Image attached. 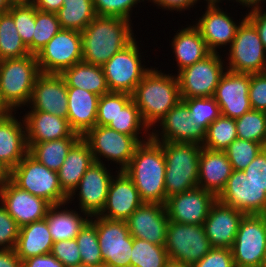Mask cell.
I'll return each instance as SVG.
<instances>
[{
	"instance_id": "1",
	"label": "cell",
	"mask_w": 266,
	"mask_h": 267,
	"mask_svg": "<svg viewBox=\"0 0 266 267\" xmlns=\"http://www.w3.org/2000/svg\"><path fill=\"white\" fill-rule=\"evenodd\" d=\"M81 35L82 61L97 66H103L135 38L131 21L100 15H96Z\"/></svg>"
},
{
	"instance_id": "2",
	"label": "cell",
	"mask_w": 266,
	"mask_h": 267,
	"mask_svg": "<svg viewBox=\"0 0 266 267\" xmlns=\"http://www.w3.org/2000/svg\"><path fill=\"white\" fill-rule=\"evenodd\" d=\"M124 172L131 178L144 202L165 204L166 162L160 142L150 138L140 143Z\"/></svg>"
},
{
	"instance_id": "3",
	"label": "cell",
	"mask_w": 266,
	"mask_h": 267,
	"mask_svg": "<svg viewBox=\"0 0 266 267\" xmlns=\"http://www.w3.org/2000/svg\"><path fill=\"white\" fill-rule=\"evenodd\" d=\"M132 99L139 108L143 122L155 131L152 129L155 123L182 100L178 79L175 75H167L151 67L136 86Z\"/></svg>"
},
{
	"instance_id": "4",
	"label": "cell",
	"mask_w": 266,
	"mask_h": 267,
	"mask_svg": "<svg viewBox=\"0 0 266 267\" xmlns=\"http://www.w3.org/2000/svg\"><path fill=\"white\" fill-rule=\"evenodd\" d=\"M40 74L36 55L33 54L0 62V99L10 112L30 102Z\"/></svg>"
},
{
	"instance_id": "5",
	"label": "cell",
	"mask_w": 266,
	"mask_h": 267,
	"mask_svg": "<svg viewBox=\"0 0 266 267\" xmlns=\"http://www.w3.org/2000/svg\"><path fill=\"white\" fill-rule=\"evenodd\" d=\"M166 162V199L198 186L202 146L197 143L160 142Z\"/></svg>"
},
{
	"instance_id": "6",
	"label": "cell",
	"mask_w": 266,
	"mask_h": 267,
	"mask_svg": "<svg viewBox=\"0 0 266 267\" xmlns=\"http://www.w3.org/2000/svg\"><path fill=\"white\" fill-rule=\"evenodd\" d=\"M10 180L52 206L69 203L68 195L60 186L58 172L48 169L29 153L10 171Z\"/></svg>"
},
{
	"instance_id": "7",
	"label": "cell",
	"mask_w": 266,
	"mask_h": 267,
	"mask_svg": "<svg viewBox=\"0 0 266 267\" xmlns=\"http://www.w3.org/2000/svg\"><path fill=\"white\" fill-rule=\"evenodd\" d=\"M228 71L255 74L266 72V51L254 25L246 18L230 45Z\"/></svg>"
},
{
	"instance_id": "8",
	"label": "cell",
	"mask_w": 266,
	"mask_h": 267,
	"mask_svg": "<svg viewBox=\"0 0 266 267\" xmlns=\"http://www.w3.org/2000/svg\"><path fill=\"white\" fill-rule=\"evenodd\" d=\"M165 249L172 262L193 265L213 247L203 225L169 221Z\"/></svg>"
},
{
	"instance_id": "9",
	"label": "cell",
	"mask_w": 266,
	"mask_h": 267,
	"mask_svg": "<svg viewBox=\"0 0 266 267\" xmlns=\"http://www.w3.org/2000/svg\"><path fill=\"white\" fill-rule=\"evenodd\" d=\"M266 248V214L244 215L231 247L235 267H261Z\"/></svg>"
},
{
	"instance_id": "10",
	"label": "cell",
	"mask_w": 266,
	"mask_h": 267,
	"mask_svg": "<svg viewBox=\"0 0 266 267\" xmlns=\"http://www.w3.org/2000/svg\"><path fill=\"white\" fill-rule=\"evenodd\" d=\"M140 54L135 38L102 66L110 92L133 94L138 83L150 70L141 64Z\"/></svg>"
},
{
	"instance_id": "11",
	"label": "cell",
	"mask_w": 266,
	"mask_h": 267,
	"mask_svg": "<svg viewBox=\"0 0 266 267\" xmlns=\"http://www.w3.org/2000/svg\"><path fill=\"white\" fill-rule=\"evenodd\" d=\"M92 217H94V220ZM90 221L97 228L104 265L110 267H130L133 237L130 235L126 221L110 220L98 215L91 216Z\"/></svg>"
},
{
	"instance_id": "12",
	"label": "cell",
	"mask_w": 266,
	"mask_h": 267,
	"mask_svg": "<svg viewBox=\"0 0 266 267\" xmlns=\"http://www.w3.org/2000/svg\"><path fill=\"white\" fill-rule=\"evenodd\" d=\"M218 53H210L204 59L178 72L181 98L214 96L216 87L227 68Z\"/></svg>"
},
{
	"instance_id": "13",
	"label": "cell",
	"mask_w": 266,
	"mask_h": 267,
	"mask_svg": "<svg viewBox=\"0 0 266 267\" xmlns=\"http://www.w3.org/2000/svg\"><path fill=\"white\" fill-rule=\"evenodd\" d=\"M82 47L81 32L61 29L36 55L40 72L61 74L82 61Z\"/></svg>"
},
{
	"instance_id": "14",
	"label": "cell",
	"mask_w": 266,
	"mask_h": 267,
	"mask_svg": "<svg viewBox=\"0 0 266 267\" xmlns=\"http://www.w3.org/2000/svg\"><path fill=\"white\" fill-rule=\"evenodd\" d=\"M90 146L94 160L103 163L101 157L119 164L124 170L140 144L133 136L119 133L108 126L95 125L82 137Z\"/></svg>"
},
{
	"instance_id": "15",
	"label": "cell",
	"mask_w": 266,
	"mask_h": 267,
	"mask_svg": "<svg viewBox=\"0 0 266 267\" xmlns=\"http://www.w3.org/2000/svg\"><path fill=\"white\" fill-rule=\"evenodd\" d=\"M217 200L245 215L266 214V192L253 183L243 170L232 171Z\"/></svg>"
},
{
	"instance_id": "16",
	"label": "cell",
	"mask_w": 266,
	"mask_h": 267,
	"mask_svg": "<svg viewBox=\"0 0 266 267\" xmlns=\"http://www.w3.org/2000/svg\"><path fill=\"white\" fill-rule=\"evenodd\" d=\"M216 200L214 194L197 186L170 196L164 205L169 221L203 225Z\"/></svg>"
},
{
	"instance_id": "17",
	"label": "cell",
	"mask_w": 266,
	"mask_h": 267,
	"mask_svg": "<svg viewBox=\"0 0 266 267\" xmlns=\"http://www.w3.org/2000/svg\"><path fill=\"white\" fill-rule=\"evenodd\" d=\"M110 173L105 164L94 162L87 169L78 186L68 196V201L71 202L72 199H75L76 192H79L77 198H79V207L83 216L85 214L90 217L99 215L103 210L107 200L108 188L113 178Z\"/></svg>"
},
{
	"instance_id": "18",
	"label": "cell",
	"mask_w": 266,
	"mask_h": 267,
	"mask_svg": "<svg viewBox=\"0 0 266 267\" xmlns=\"http://www.w3.org/2000/svg\"><path fill=\"white\" fill-rule=\"evenodd\" d=\"M158 123L161 126V133H159L160 130L150 132L151 138L156 142L202 145L205 140V131L191 117L190 110L182 100L171 108Z\"/></svg>"
},
{
	"instance_id": "19",
	"label": "cell",
	"mask_w": 266,
	"mask_h": 267,
	"mask_svg": "<svg viewBox=\"0 0 266 267\" xmlns=\"http://www.w3.org/2000/svg\"><path fill=\"white\" fill-rule=\"evenodd\" d=\"M0 202L20 227L45 219L52 207L46 200L20 189L10 179L0 187Z\"/></svg>"
},
{
	"instance_id": "20",
	"label": "cell",
	"mask_w": 266,
	"mask_h": 267,
	"mask_svg": "<svg viewBox=\"0 0 266 267\" xmlns=\"http://www.w3.org/2000/svg\"><path fill=\"white\" fill-rule=\"evenodd\" d=\"M249 87L250 74L225 70L213 96L220 107L221 115L237 119L252 110Z\"/></svg>"
},
{
	"instance_id": "21",
	"label": "cell",
	"mask_w": 266,
	"mask_h": 267,
	"mask_svg": "<svg viewBox=\"0 0 266 267\" xmlns=\"http://www.w3.org/2000/svg\"><path fill=\"white\" fill-rule=\"evenodd\" d=\"M169 218L164 204L144 202L126 220L130 235L157 245L166 244Z\"/></svg>"
},
{
	"instance_id": "22",
	"label": "cell",
	"mask_w": 266,
	"mask_h": 267,
	"mask_svg": "<svg viewBox=\"0 0 266 267\" xmlns=\"http://www.w3.org/2000/svg\"><path fill=\"white\" fill-rule=\"evenodd\" d=\"M29 106L30 111L48 112L67 118L68 96L65 79L60 74L41 73L36 78Z\"/></svg>"
},
{
	"instance_id": "23",
	"label": "cell",
	"mask_w": 266,
	"mask_h": 267,
	"mask_svg": "<svg viewBox=\"0 0 266 267\" xmlns=\"http://www.w3.org/2000/svg\"><path fill=\"white\" fill-rule=\"evenodd\" d=\"M143 203L131 178L124 170H118L116 177L111 179L106 204L98 216L126 221Z\"/></svg>"
},
{
	"instance_id": "24",
	"label": "cell",
	"mask_w": 266,
	"mask_h": 267,
	"mask_svg": "<svg viewBox=\"0 0 266 267\" xmlns=\"http://www.w3.org/2000/svg\"><path fill=\"white\" fill-rule=\"evenodd\" d=\"M206 9L195 26L200 31L209 51L219 53L217 48L231 45L240 24L246 19V15L237 25L226 12L220 9L219 5H207Z\"/></svg>"
},
{
	"instance_id": "25",
	"label": "cell",
	"mask_w": 266,
	"mask_h": 267,
	"mask_svg": "<svg viewBox=\"0 0 266 267\" xmlns=\"http://www.w3.org/2000/svg\"><path fill=\"white\" fill-rule=\"evenodd\" d=\"M244 215L243 212L216 200L203 224L211 246L231 249Z\"/></svg>"
},
{
	"instance_id": "26",
	"label": "cell",
	"mask_w": 266,
	"mask_h": 267,
	"mask_svg": "<svg viewBox=\"0 0 266 267\" xmlns=\"http://www.w3.org/2000/svg\"><path fill=\"white\" fill-rule=\"evenodd\" d=\"M24 126V120L18 121L13 112L0 118V161L10 171L28 154Z\"/></svg>"
},
{
	"instance_id": "27",
	"label": "cell",
	"mask_w": 266,
	"mask_h": 267,
	"mask_svg": "<svg viewBox=\"0 0 266 267\" xmlns=\"http://www.w3.org/2000/svg\"><path fill=\"white\" fill-rule=\"evenodd\" d=\"M233 169L224 151L201 148L198 166V187L216 197L224 190Z\"/></svg>"
},
{
	"instance_id": "28",
	"label": "cell",
	"mask_w": 266,
	"mask_h": 267,
	"mask_svg": "<svg viewBox=\"0 0 266 267\" xmlns=\"http://www.w3.org/2000/svg\"><path fill=\"white\" fill-rule=\"evenodd\" d=\"M27 143L48 142L66 137H81L75 133L67 118L48 112L28 111L24 116Z\"/></svg>"
},
{
	"instance_id": "29",
	"label": "cell",
	"mask_w": 266,
	"mask_h": 267,
	"mask_svg": "<svg viewBox=\"0 0 266 267\" xmlns=\"http://www.w3.org/2000/svg\"><path fill=\"white\" fill-rule=\"evenodd\" d=\"M68 114L71 129L83 137L96 125L100 96L82 88L67 87Z\"/></svg>"
},
{
	"instance_id": "30",
	"label": "cell",
	"mask_w": 266,
	"mask_h": 267,
	"mask_svg": "<svg viewBox=\"0 0 266 267\" xmlns=\"http://www.w3.org/2000/svg\"><path fill=\"white\" fill-rule=\"evenodd\" d=\"M94 162L89 144L81 137L68 151L64 163L57 171L60 186L68 196Z\"/></svg>"
},
{
	"instance_id": "31",
	"label": "cell",
	"mask_w": 266,
	"mask_h": 267,
	"mask_svg": "<svg viewBox=\"0 0 266 267\" xmlns=\"http://www.w3.org/2000/svg\"><path fill=\"white\" fill-rule=\"evenodd\" d=\"M53 240L47 218L20 227L15 252L23 261L38 255L51 253Z\"/></svg>"
},
{
	"instance_id": "32",
	"label": "cell",
	"mask_w": 266,
	"mask_h": 267,
	"mask_svg": "<svg viewBox=\"0 0 266 267\" xmlns=\"http://www.w3.org/2000/svg\"><path fill=\"white\" fill-rule=\"evenodd\" d=\"M172 40L171 45L177 59L178 72L204 59L211 53L195 25H189L179 32L177 31Z\"/></svg>"
},
{
	"instance_id": "33",
	"label": "cell",
	"mask_w": 266,
	"mask_h": 267,
	"mask_svg": "<svg viewBox=\"0 0 266 267\" xmlns=\"http://www.w3.org/2000/svg\"><path fill=\"white\" fill-rule=\"evenodd\" d=\"M67 87L82 88L98 96L110 93L102 66L81 61L60 74Z\"/></svg>"
},
{
	"instance_id": "34",
	"label": "cell",
	"mask_w": 266,
	"mask_h": 267,
	"mask_svg": "<svg viewBox=\"0 0 266 267\" xmlns=\"http://www.w3.org/2000/svg\"><path fill=\"white\" fill-rule=\"evenodd\" d=\"M61 206H52L46 216L53 242L75 239L80 230L90 220L88 214H85L83 218L76 210L70 211L67 207L62 210Z\"/></svg>"
},
{
	"instance_id": "35",
	"label": "cell",
	"mask_w": 266,
	"mask_h": 267,
	"mask_svg": "<svg viewBox=\"0 0 266 267\" xmlns=\"http://www.w3.org/2000/svg\"><path fill=\"white\" fill-rule=\"evenodd\" d=\"M81 137H66L48 142L27 143L28 153L48 169L58 171L68 151Z\"/></svg>"
},
{
	"instance_id": "36",
	"label": "cell",
	"mask_w": 266,
	"mask_h": 267,
	"mask_svg": "<svg viewBox=\"0 0 266 267\" xmlns=\"http://www.w3.org/2000/svg\"><path fill=\"white\" fill-rule=\"evenodd\" d=\"M61 29L82 32L96 17L93 0H64L56 12Z\"/></svg>"
},
{
	"instance_id": "37",
	"label": "cell",
	"mask_w": 266,
	"mask_h": 267,
	"mask_svg": "<svg viewBox=\"0 0 266 267\" xmlns=\"http://www.w3.org/2000/svg\"><path fill=\"white\" fill-rule=\"evenodd\" d=\"M28 47L18 34L12 15L0 14V59H14L29 55Z\"/></svg>"
},
{
	"instance_id": "38",
	"label": "cell",
	"mask_w": 266,
	"mask_h": 267,
	"mask_svg": "<svg viewBox=\"0 0 266 267\" xmlns=\"http://www.w3.org/2000/svg\"><path fill=\"white\" fill-rule=\"evenodd\" d=\"M130 267H167L170 262L165 245L134 238Z\"/></svg>"
},
{
	"instance_id": "39",
	"label": "cell",
	"mask_w": 266,
	"mask_h": 267,
	"mask_svg": "<svg viewBox=\"0 0 266 267\" xmlns=\"http://www.w3.org/2000/svg\"><path fill=\"white\" fill-rule=\"evenodd\" d=\"M109 128L114 129L119 133H123L129 136H133L139 143H143L151 138V133L147 131L150 129L142 120L139 108L131 99L123 108L119 111L118 115L107 125ZM145 130L148 135L147 139L142 140L139 134Z\"/></svg>"
},
{
	"instance_id": "40",
	"label": "cell",
	"mask_w": 266,
	"mask_h": 267,
	"mask_svg": "<svg viewBox=\"0 0 266 267\" xmlns=\"http://www.w3.org/2000/svg\"><path fill=\"white\" fill-rule=\"evenodd\" d=\"M237 138L235 119L220 115L209 125L201 146L213 151H224Z\"/></svg>"
},
{
	"instance_id": "41",
	"label": "cell",
	"mask_w": 266,
	"mask_h": 267,
	"mask_svg": "<svg viewBox=\"0 0 266 267\" xmlns=\"http://www.w3.org/2000/svg\"><path fill=\"white\" fill-rule=\"evenodd\" d=\"M235 121L238 138L261 143L266 148V113L264 111L250 110Z\"/></svg>"
},
{
	"instance_id": "42",
	"label": "cell",
	"mask_w": 266,
	"mask_h": 267,
	"mask_svg": "<svg viewBox=\"0 0 266 267\" xmlns=\"http://www.w3.org/2000/svg\"><path fill=\"white\" fill-rule=\"evenodd\" d=\"M75 239L81 255V264L94 267L104 265L97 228L90 220L80 230Z\"/></svg>"
},
{
	"instance_id": "43",
	"label": "cell",
	"mask_w": 266,
	"mask_h": 267,
	"mask_svg": "<svg viewBox=\"0 0 266 267\" xmlns=\"http://www.w3.org/2000/svg\"><path fill=\"white\" fill-rule=\"evenodd\" d=\"M14 20L23 43L28 47L30 54H33V35L36 21V8L33 4H12L8 11Z\"/></svg>"
},
{
	"instance_id": "44",
	"label": "cell",
	"mask_w": 266,
	"mask_h": 267,
	"mask_svg": "<svg viewBox=\"0 0 266 267\" xmlns=\"http://www.w3.org/2000/svg\"><path fill=\"white\" fill-rule=\"evenodd\" d=\"M265 147L258 142L235 139L225 150L234 171L244 170Z\"/></svg>"
},
{
	"instance_id": "45",
	"label": "cell",
	"mask_w": 266,
	"mask_h": 267,
	"mask_svg": "<svg viewBox=\"0 0 266 267\" xmlns=\"http://www.w3.org/2000/svg\"><path fill=\"white\" fill-rule=\"evenodd\" d=\"M190 110V115L206 132L209 125L220 115L221 110L214 97L181 98Z\"/></svg>"
},
{
	"instance_id": "46",
	"label": "cell",
	"mask_w": 266,
	"mask_h": 267,
	"mask_svg": "<svg viewBox=\"0 0 266 267\" xmlns=\"http://www.w3.org/2000/svg\"><path fill=\"white\" fill-rule=\"evenodd\" d=\"M33 35V55L42 48L61 30L57 14L36 9V21Z\"/></svg>"
},
{
	"instance_id": "47",
	"label": "cell",
	"mask_w": 266,
	"mask_h": 267,
	"mask_svg": "<svg viewBox=\"0 0 266 267\" xmlns=\"http://www.w3.org/2000/svg\"><path fill=\"white\" fill-rule=\"evenodd\" d=\"M132 99L128 93L110 92L100 96L96 125L107 126Z\"/></svg>"
},
{
	"instance_id": "48",
	"label": "cell",
	"mask_w": 266,
	"mask_h": 267,
	"mask_svg": "<svg viewBox=\"0 0 266 267\" xmlns=\"http://www.w3.org/2000/svg\"><path fill=\"white\" fill-rule=\"evenodd\" d=\"M144 1V0H142ZM141 0H93L96 15L115 16L129 21L131 20L132 8Z\"/></svg>"
},
{
	"instance_id": "49",
	"label": "cell",
	"mask_w": 266,
	"mask_h": 267,
	"mask_svg": "<svg viewBox=\"0 0 266 267\" xmlns=\"http://www.w3.org/2000/svg\"><path fill=\"white\" fill-rule=\"evenodd\" d=\"M20 233V226L0 205V249H14Z\"/></svg>"
},
{
	"instance_id": "50",
	"label": "cell",
	"mask_w": 266,
	"mask_h": 267,
	"mask_svg": "<svg viewBox=\"0 0 266 267\" xmlns=\"http://www.w3.org/2000/svg\"><path fill=\"white\" fill-rule=\"evenodd\" d=\"M51 254L65 267L81 264V255L76 239L54 242Z\"/></svg>"
},
{
	"instance_id": "51",
	"label": "cell",
	"mask_w": 266,
	"mask_h": 267,
	"mask_svg": "<svg viewBox=\"0 0 266 267\" xmlns=\"http://www.w3.org/2000/svg\"><path fill=\"white\" fill-rule=\"evenodd\" d=\"M249 100L252 110L266 112V72L250 74Z\"/></svg>"
},
{
	"instance_id": "52",
	"label": "cell",
	"mask_w": 266,
	"mask_h": 267,
	"mask_svg": "<svg viewBox=\"0 0 266 267\" xmlns=\"http://www.w3.org/2000/svg\"><path fill=\"white\" fill-rule=\"evenodd\" d=\"M192 267H235L232 251L229 248L213 247Z\"/></svg>"
},
{
	"instance_id": "53",
	"label": "cell",
	"mask_w": 266,
	"mask_h": 267,
	"mask_svg": "<svg viewBox=\"0 0 266 267\" xmlns=\"http://www.w3.org/2000/svg\"><path fill=\"white\" fill-rule=\"evenodd\" d=\"M243 172L266 192V148L253 159Z\"/></svg>"
},
{
	"instance_id": "54",
	"label": "cell",
	"mask_w": 266,
	"mask_h": 267,
	"mask_svg": "<svg viewBox=\"0 0 266 267\" xmlns=\"http://www.w3.org/2000/svg\"><path fill=\"white\" fill-rule=\"evenodd\" d=\"M246 18L254 25L266 51V11L253 10L246 14Z\"/></svg>"
},
{
	"instance_id": "55",
	"label": "cell",
	"mask_w": 266,
	"mask_h": 267,
	"mask_svg": "<svg viewBox=\"0 0 266 267\" xmlns=\"http://www.w3.org/2000/svg\"><path fill=\"white\" fill-rule=\"evenodd\" d=\"M22 267H65V266L51 253H48L23 260Z\"/></svg>"
},
{
	"instance_id": "56",
	"label": "cell",
	"mask_w": 266,
	"mask_h": 267,
	"mask_svg": "<svg viewBox=\"0 0 266 267\" xmlns=\"http://www.w3.org/2000/svg\"><path fill=\"white\" fill-rule=\"evenodd\" d=\"M157 4L156 6L166 10H176L177 12L191 8L198 0H150Z\"/></svg>"
},
{
	"instance_id": "57",
	"label": "cell",
	"mask_w": 266,
	"mask_h": 267,
	"mask_svg": "<svg viewBox=\"0 0 266 267\" xmlns=\"http://www.w3.org/2000/svg\"><path fill=\"white\" fill-rule=\"evenodd\" d=\"M0 267H22L15 249H0Z\"/></svg>"
},
{
	"instance_id": "58",
	"label": "cell",
	"mask_w": 266,
	"mask_h": 267,
	"mask_svg": "<svg viewBox=\"0 0 266 267\" xmlns=\"http://www.w3.org/2000/svg\"><path fill=\"white\" fill-rule=\"evenodd\" d=\"M63 1L64 0H35L33 5L38 10L56 13L62 7Z\"/></svg>"
},
{
	"instance_id": "59",
	"label": "cell",
	"mask_w": 266,
	"mask_h": 267,
	"mask_svg": "<svg viewBox=\"0 0 266 267\" xmlns=\"http://www.w3.org/2000/svg\"><path fill=\"white\" fill-rule=\"evenodd\" d=\"M235 1L239 2L243 6L251 8L250 11L263 9L261 8L260 5L263 3V1L265 2V0H235Z\"/></svg>"
},
{
	"instance_id": "60",
	"label": "cell",
	"mask_w": 266,
	"mask_h": 267,
	"mask_svg": "<svg viewBox=\"0 0 266 267\" xmlns=\"http://www.w3.org/2000/svg\"><path fill=\"white\" fill-rule=\"evenodd\" d=\"M10 179V170L0 161V187Z\"/></svg>"
},
{
	"instance_id": "61",
	"label": "cell",
	"mask_w": 266,
	"mask_h": 267,
	"mask_svg": "<svg viewBox=\"0 0 266 267\" xmlns=\"http://www.w3.org/2000/svg\"><path fill=\"white\" fill-rule=\"evenodd\" d=\"M11 6L12 4L9 0H0V14L8 12Z\"/></svg>"
},
{
	"instance_id": "62",
	"label": "cell",
	"mask_w": 266,
	"mask_h": 267,
	"mask_svg": "<svg viewBox=\"0 0 266 267\" xmlns=\"http://www.w3.org/2000/svg\"><path fill=\"white\" fill-rule=\"evenodd\" d=\"M10 111L5 107V105L2 103L0 99V118L8 114Z\"/></svg>"
},
{
	"instance_id": "63",
	"label": "cell",
	"mask_w": 266,
	"mask_h": 267,
	"mask_svg": "<svg viewBox=\"0 0 266 267\" xmlns=\"http://www.w3.org/2000/svg\"><path fill=\"white\" fill-rule=\"evenodd\" d=\"M11 4H33L35 0H9Z\"/></svg>"
},
{
	"instance_id": "64",
	"label": "cell",
	"mask_w": 266,
	"mask_h": 267,
	"mask_svg": "<svg viewBox=\"0 0 266 267\" xmlns=\"http://www.w3.org/2000/svg\"><path fill=\"white\" fill-rule=\"evenodd\" d=\"M167 267H192V265L189 264H182V263H176V262H172L170 261L167 265Z\"/></svg>"
},
{
	"instance_id": "65",
	"label": "cell",
	"mask_w": 266,
	"mask_h": 267,
	"mask_svg": "<svg viewBox=\"0 0 266 267\" xmlns=\"http://www.w3.org/2000/svg\"><path fill=\"white\" fill-rule=\"evenodd\" d=\"M205 1H207V5H217L219 2H221V0H205Z\"/></svg>"
},
{
	"instance_id": "66",
	"label": "cell",
	"mask_w": 266,
	"mask_h": 267,
	"mask_svg": "<svg viewBox=\"0 0 266 267\" xmlns=\"http://www.w3.org/2000/svg\"><path fill=\"white\" fill-rule=\"evenodd\" d=\"M261 267H266V248H265L264 258H263L262 266Z\"/></svg>"
},
{
	"instance_id": "67",
	"label": "cell",
	"mask_w": 266,
	"mask_h": 267,
	"mask_svg": "<svg viewBox=\"0 0 266 267\" xmlns=\"http://www.w3.org/2000/svg\"><path fill=\"white\" fill-rule=\"evenodd\" d=\"M69 267H94V266H87L84 264H79V265H74V266H69Z\"/></svg>"
},
{
	"instance_id": "68",
	"label": "cell",
	"mask_w": 266,
	"mask_h": 267,
	"mask_svg": "<svg viewBox=\"0 0 266 267\" xmlns=\"http://www.w3.org/2000/svg\"><path fill=\"white\" fill-rule=\"evenodd\" d=\"M99 267H110V266H107V265H101V266H99Z\"/></svg>"
}]
</instances>
